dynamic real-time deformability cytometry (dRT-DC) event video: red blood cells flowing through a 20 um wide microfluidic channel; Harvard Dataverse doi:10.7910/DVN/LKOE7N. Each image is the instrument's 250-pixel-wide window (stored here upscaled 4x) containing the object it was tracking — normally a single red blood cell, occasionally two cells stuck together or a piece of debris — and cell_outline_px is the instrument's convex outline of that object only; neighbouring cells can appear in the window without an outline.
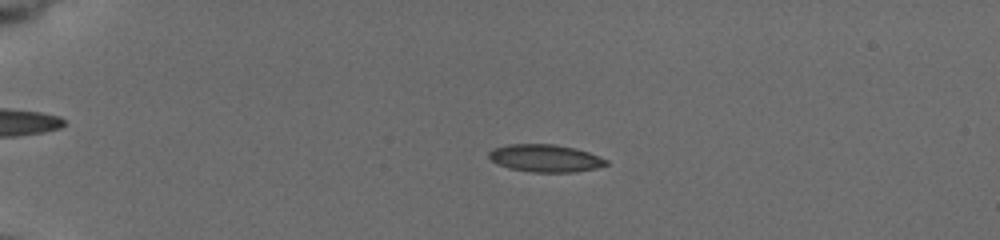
{"species": "common noctule bat (a hibernating species)", "species_latin": "Nyctalus noctula", "temperature_condition": "cold", "stored_images_in_passage": 55, "camera_frame_rate_fps": 3000, "um_per_image_px": 0.085, "animal": {"sex": "female", "body_mass_g": 19.5, "forearm_length_mm": 54.1}, "frame": {"image": 1, "passage_image": 13, "time_ms": 3.667, "image_size_px": [1000, 240], "cell_outline_px": [[608, 164], [596, 168], [576, 172], [532, 172], [508, 168], [496, 164], [488, 156], [488, 152], [492, 148], [508, 144], [556, 144], [576, 148], [588, 152], [608, 160]], "centroid_in_image_um": [46.33, 13.44], "position_along_channel_um": 38.7, "area_um2": 18.96}}
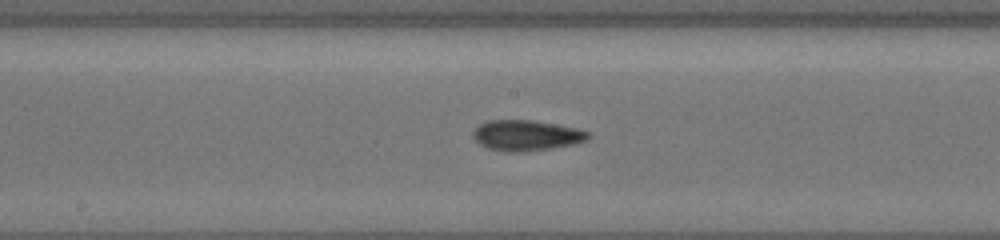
{"frame": {"image": 2, "passage_image": 31, "time_ms": 9.667, "image_size_px": [1000, 240], "cell_outline_px": [[588, 140], [572, 144], [552, 148], [520, 152], [504, 152], [488, 148], [480, 144], [472, 136], [472, 132], [480, 124], [488, 120], [532, 120], [576, 128], [588, 132]], "centroid_in_image_um": [44.7, 11.51], "position_along_channel_um": 203.5, "area_um2": 20.35}}
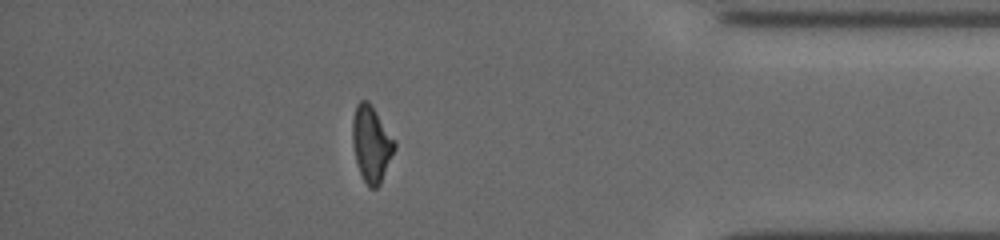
{"frame": {"image": 3, "passage_image": 49, "time_ms": 15.667, "image_size_px": [1000, 240], "cell_outline_px": [[396, 148], [380, 184], [376, 188], [368, 188], [356, 164], [352, 144], [352, 120], [356, 104], [360, 100], [368, 100], [372, 104], [396, 140]], "centroid_in_image_um": [31.57, 12.2], "position_along_channel_um": 403.6, "area_um2": 19.07}, "authors_computed_cell_mechanics": {"area_um2": 19.0162, "velocity_mm_per_s": 3.773, "shape_relaxation_time_tau1_ms": 4.7605, "shape_relaxation_time_tau2_ms": 3.3311, "deformation_change_tau1": 0.1656, "deformation_change_tau2": 0.1084}}